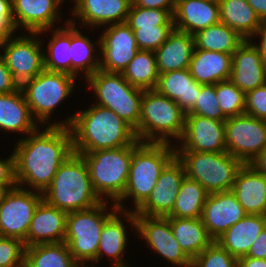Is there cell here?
<instances>
[{"mask_svg":"<svg viewBox=\"0 0 266 267\" xmlns=\"http://www.w3.org/2000/svg\"><path fill=\"white\" fill-rule=\"evenodd\" d=\"M17 186L43 193L51 184L59 166L73 153L69 127L40 126L15 141Z\"/></svg>","mask_w":266,"mask_h":267,"instance_id":"6da1fadb","label":"cell"},{"mask_svg":"<svg viewBox=\"0 0 266 267\" xmlns=\"http://www.w3.org/2000/svg\"><path fill=\"white\" fill-rule=\"evenodd\" d=\"M89 107L53 122L70 128L73 152L116 149L138 141L134 129L114 111L94 103Z\"/></svg>","mask_w":266,"mask_h":267,"instance_id":"7a4b0ae2","label":"cell"},{"mask_svg":"<svg viewBox=\"0 0 266 267\" xmlns=\"http://www.w3.org/2000/svg\"><path fill=\"white\" fill-rule=\"evenodd\" d=\"M43 199L66 213L103 202L94 190L83 156L75 152L59 166L50 186L43 192Z\"/></svg>","mask_w":266,"mask_h":267,"instance_id":"3957f363","label":"cell"},{"mask_svg":"<svg viewBox=\"0 0 266 267\" xmlns=\"http://www.w3.org/2000/svg\"><path fill=\"white\" fill-rule=\"evenodd\" d=\"M174 157L172 144L141 142L133 150L126 190L115 203L118 209L135 211L149 197L161 172ZM128 200L132 208L125 204Z\"/></svg>","mask_w":266,"mask_h":267,"instance_id":"277c9868","label":"cell"},{"mask_svg":"<svg viewBox=\"0 0 266 267\" xmlns=\"http://www.w3.org/2000/svg\"><path fill=\"white\" fill-rule=\"evenodd\" d=\"M186 113L179 105L156 89L144 90L141 99L140 120L134 130L144 143L175 145L181 138Z\"/></svg>","mask_w":266,"mask_h":267,"instance_id":"5b68a950","label":"cell"},{"mask_svg":"<svg viewBox=\"0 0 266 267\" xmlns=\"http://www.w3.org/2000/svg\"><path fill=\"white\" fill-rule=\"evenodd\" d=\"M138 140L130 146L81 154L88 166L94 190L103 201L116 203L126 190L133 150Z\"/></svg>","mask_w":266,"mask_h":267,"instance_id":"8992f818","label":"cell"},{"mask_svg":"<svg viewBox=\"0 0 266 267\" xmlns=\"http://www.w3.org/2000/svg\"><path fill=\"white\" fill-rule=\"evenodd\" d=\"M117 209L115 203L103 201L92 208L67 213L64 242L77 263L97 264L103 225Z\"/></svg>","mask_w":266,"mask_h":267,"instance_id":"52a82bcc","label":"cell"},{"mask_svg":"<svg viewBox=\"0 0 266 267\" xmlns=\"http://www.w3.org/2000/svg\"><path fill=\"white\" fill-rule=\"evenodd\" d=\"M186 177L197 181L210 194L232 191L236 175L244 165L227 151L204 153L175 150Z\"/></svg>","mask_w":266,"mask_h":267,"instance_id":"ba28073f","label":"cell"},{"mask_svg":"<svg viewBox=\"0 0 266 267\" xmlns=\"http://www.w3.org/2000/svg\"><path fill=\"white\" fill-rule=\"evenodd\" d=\"M92 90L94 104L114 111L134 130L140 120L141 99L143 91L130 85L122 73H110L97 70L84 83Z\"/></svg>","mask_w":266,"mask_h":267,"instance_id":"9c48e42d","label":"cell"},{"mask_svg":"<svg viewBox=\"0 0 266 267\" xmlns=\"http://www.w3.org/2000/svg\"><path fill=\"white\" fill-rule=\"evenodd\" d=\"M76 80L79 79L72 75L44 69L21 87L30 111L40 126H53L51 117L56 114L54 111L79 88Z\"/></svg>","mask_w":266,"mask_h":267,"instance_id":"30bf717a","label":"cell"},{"mask_svg":"<svg viewBox=\"0 0 266 267\" xmlns=\"http://www.w3.org/2000/svg\"><path fill=\"white\" fill-rule=\"evenodd\" d=\"M19 33L5 39L2 58L13 80L21 88L45 69L43 45L46 42L43 38L47 34L21 31Z\"/></svg>","mask_w":266,"mask_h":267,"instance_id":"8fae6325","label":"cell"},{"mask_svg":"<svg viewBox=\"0 0 266 267\" xmlns=\"http://www.w3.org/2000/svg\"><path fill=\"white\" fill-rule=\"evenodd\" d=\"M226 150L243 164L251 162L266 148V121L248 114L225 120Z\"/></svg>","mask_w":266,"mask_h":267,"instance_id":"7c38bea8","label":"cell"},{"mask_svg":"<svg viewBox=\"0 0 266 267\" xmlns=\"http://www.w3.org/2000/svg\"><path fill=\"white\" fill-rule=\"evenodd\" d=\"M42 200L43 193L19 186L12 188L0 203V236L24 242L32 217Z\"/></svg>","mask_w":266,"mask_h":267,"instance_id":"4fadbf2b","label":"cell"},{"mask_svg":"<svg viewBox=\"0 0 266 267\" xmlns=\"http://www.w3.org/2000/svg\"><path fill=\"white\" fill-rule=\"evenodd\" d=\"M138 233V234H137ZM145 246L174 267H189L191 259L181 249L166 217L136 215V232Z\"/></svg>","mask_w":266,"mask_h":267,"instance_id":"5bb4252c","label":"cell"},{"mask_svg":"<svg viewBox=\"0 0 266 267\" xmlns=\"http://www.w3.org/2000/svg\"><path fill=\"white\" fill-rule=\"evenodd\" d=\"M130 229L136 232L135 212L117 209L103 225L97 251V265L101 264V260L106 257V261L109 260L111 263L110 267H131L125 259V254L128 252V239H130L127 233Z\"/></svg>","mask_w":266,"mask_h":267,"instance_id":"9a60e30c","label":"cell"},{"mask_svg":"<svg viewBox=\"0 0 266 267\" xmlns=\"http://www.w3.org/2000/svg\"><path fill=\"white\" fill-rule=\"evenodd\" d=\"M100 70L122 73L139 51L127 23L108 25L100 31Z\"/></svg>","mask_w":266,"mask_h":267,"instance_id":"2e32d148","label":"cell"},{"mask_svg":"<svg viewBox=\"0 0 266 267\" xmlns=\"http://www.w3.org/2000/svg\"><path fill=\"white\" fill-rule=\"evenodd\" d=\"M70 1L71 2L68 4H71L70 16L72 17L68 18V22L80 28L83 26L82 28H87L90 33L93 29L94 31H99L101 28L108 25L125 23L132 3V0ZM77 21H79L78 25Z\"/></svg>","mask_w":266,"mask_h":267,"instance_id":"e0dca14e","label":"cell"},{"mask_svg":"<svg viewBox=\"0 0 266 267\" xmlns=\"http://www.w3.org/2000/svg\"><path fill=\"white\" fill-rule=\"evenodd\" d=\"M174 148L204 153L226 152L225 120L186 115L183 134Z\"/></svg>","mask_w":266,"mask_h":267,"instance_id":"ac0fdd59","label":"cell"},{"mask_svg":"<svg viewBox=\"0 0 266 267\" xmlns=\"http://www.w3.org/2000/svg\"><path fill=\"white\" fill-rule=\"evenodd\" d=\"M185 176L183 165L175 156L161 172L149 197L134 211L135 215L169 216Z\"/></svg>","mask_w":266,"mask_h":267,"instance_id":"d6986e66","label":"cell"},{"mask_svg":"<svg viewBox=\"0 0 266 267\" xmlns=\"http://www.w3.org/2000/svg\"><path fill=\"white\" fill-rule=\"evenodd\" d=\"M66 1L69 0H12L16 30L18 33L22 29L24 32H39L60 27L64 19L62 5Z\"/></svg>","mask_w":266,"mask_h":267,"instance_id":"ffe728a7","label":"cell"},{"mask_svg":"<svg viewBox=\"0 0 266 267\" xmlns=\"http://www.w3.org/2000/svg\"><path fill=\"white\" fill-rule=\"evenodd\" d=\"M246 215L232 191L216 192L208 195L201 220L210 237L216 241Z\"/></svg>","mask_w":266,"mask_h":267,"instance_id":"44dd1931","label":"cell"},{"mask_svg":"<svg viewBox=\"0 0 266 267\" xmlns=\"http://www.w3.org/2000/svg\"><path fill=\"white\" fill-rule=\"evenodd\" d=\"M229 79L245 94L266 84V66L250 40H244L232 54Z\"/></svg>","mask_w":266,"mask_h":267,"instance_id":"7402d4cb","label":"cell"},{"mask_svg":"<svg viewBox=\"0 0 266 267\" xmlns=\"http://www.w3.org/2000/svg\"><path fill=\"white\" fill-rule=\"evenodd\" d=\"M66 217V212L48 204L43 199L32 217L27 238L24 241L25 246L64 242Z\"/></svg>","mask_w":266,"mask_h":267,"instance_id":"603a6c76","label":"cell"},{"mask_svg":"<svg viewBox=\"0 0 266 267\" xmlns=\"http://www.w3.org/2000/svg\"><path fill=\"white\" fill-rule=\"evenodd\" d=\"M220 22L219 1L176 0L174 29L191 35Z\"/></svg>","mask_w":266,"mask_h":267,"instance_id":"cb8c5ba5","label":"cell"},{"mask_svg":"<svg viewBox=\"0 0 266 267\" xmlns=\"http://www.w3.org/2000/svg\"><path fill=\"white\" fill-rule=\"evenodd\" d=\"M40 127L34 119L19 88L15 92L0 94V132L17 133L23 136L36 131Z\"/></svg>","mask_w":266,"mask_h":267,"instance_id":"d4e9b609","label":"cell"},{"mask_svg":"<svg viewBox=\"0 0 266 267\" xmlns=\"http://www.w3.org/2000/svg\"><path fill=\"white\" fill-rule=\"evenodd\" d=\"M232 192L247 214L266 216V176L252 165L240 168Z\"/></svg>","mask_w":266,"mask_h":267,"instance_id":"484cf974","label":"cell"},{"mask_svg":"<svg viewBox=\"0 0 266 267\" xmlns=\"http://www.w3.org/2000/svg\"><path fill=\"white\" fill-rule=\"evenodd\" d=\"M194 48V35L173 29L155 51L158 73L188 69Z\"/></svg>","mask_w":266,"mask_h":267,"instance_id":"4316f807","label":"cell"},{"mask_svg":"<svg viewBox=\"0 0 266 267\" xmlns=\"http://www.w3.org/2000/svg\"><path fill=\"white\" fill-rule=\"evenodd\" d=\"M97 38L93 42L78 26L70 23L71 75L77 79H82L80 75L85 81L100 69V36Z\"/></svg>","mask_w":266,"mask_h":267,"instance_id":"83f0119b","label":"cell"},{"mask_svg":"<svg viewBox=\"0 0 266 267\" xmlns=\"http://www.w3.org/2000/svg\"><path fill=\"white\" fill-rule=\"evenodd\" d=\"M201 84L194 80L189 69L159 74L156 90L174 100L187 114L197 102Z\"/></svg>","mask_w":266,"mask_h":267,"instance_id":"f1b7e54d","label":"cell"},{"mask_svg":"<svg viewBox=\"0 0 266 267\" xmlns=\"http://www.w3.org/2000/svg\"><path fill=\"white\" fill-rule=\"evenodd\" d=\"M232 55L194 48L189 71L200 84H217L230 78Z\"/></svg>","mask_w":266,"mask_h":267,"instance_id":"f546056e","label":"cell"},{"mask_svg":"<svg viewBox=\"0 0 266 267\" xmlns=\"http://www.w3.org/2000/svg\"><path fill=\"white\" fill-rule=\"evenodd\" d=\"M266 226V216L247 214L216 241L237 259L247 256L255 239Z\"/></svg>","mask_w":266,"mask_h":267,"instance_id":"4dcf8cb0","label":"cell"},{"mask_svg":"<svg viewBox=\"0 0 266 267\" xmlns=\"http://www.w3.org/2000/svg\"><path fill=\"white\" fill-rule=\"evenodd\" d=\"M62 26L45 29L38 33H49L47 47H44V68L52 72L71 75L70 23L68 19Z\"/></svg>","mask_w":266,"mask_h":267,"instance_id":"1f68e13d","label":"cell"},{"mask_svg":"<svg viewBox=\"0 0 266 267\" xmlns=\"http://www.w3.org/2000/svg\"><path fill=\"white\" fill-rule=\"evenodd\" d=\"M181 249L192 260L214 240L210 237L201 218L166 217Z\"/></svg>","mask_w":266,"mask_h":267,"instance_id":"d6a6232c","label":"cell"},{"mask_svg":"<svg viewBox=\"0 0 266 267\" xmlns=\"http://www.w3.org/2000/svg\"><path fill=\"white\" fill-rule=\"evenodd\" d=\"M220 22L250 40L262 21L247 0H219Z\"/></svg>","mask_w":266,"mask_h":267,"instance_id":"836d02e7","label":"cell"},{"mask_svg":"<svg viewBox=\"0 0 266 267\" xmlns=\"http://www.w3.org/2000/svg\"><path fill=\"white\" fill-rule=\"evenodd\" d=\"M195 48L233 54L244 38L226 24L219 22L194 34Z\"/></svg>","mask_w":266,"mask_h":267,"instance_id":"e575fe53","label":"cell"},{"mask_svg":"<svg viewBox=\"0 0 266 267\" xmlns=\"http://www.w3.org/2000/svg\"><path fill=\"white\" fill-rule=\"evenodd\" d=\"M122 74L133 87L141 90L156 89L159 73L155 52L139 50Z\"/></svg>","mask_w":266,"mask_h":267,"instance_id":"d590c367","label":"cell"},{"mask_svg":"<svg viewBox=\"0 0 266 267\" xmlns=\"http://www.w3.org/2000/svg\"><path fill=\"white\" fill-rule=\"evenodd\" d=\"M76 264L65 242L36 244L25 249L26 267H74Z\"/></svg>","mask_w":266,"mask_h":267,"instance_id":"8d00e7d4","label":"cell"},{"mask_svg":"<svg viewBox=\"0 0 266 267\" xmlns=\"http://www.w3.org/2000/svg\"><path fill=\"white\" fill-rule=\"evenodd\" d=\"M209 193L197 181L185 176L171 214L167 217L201 218Z\"/></svg>","mask_w":266,"mask_h":267,"instance_id":"74e56055","label":"cell"},{"mask_svg":"<svg viewBox=\"0 0 266 267\" xmlns=\"http://www.w3.org/2000/svg\"><path fill=\"white\" fill-rule=\"evenodd\" d=\"M216 97L219 107L227 118L245 113L246 94L230 79L216 84Z\"/></svg>","mask_w":266,"mask_h":267,"instance_id":"f35d334b","label":"cell"},{"mask_svg":"<svg viewBox=\"0 0 266 267\" xmlns=\"http://www.w3.org/2000/svg\"><path fill=\"white\" fill-rule=\"evenodd\" d=\"M175 10L150 9L131 3L126 23L129 27H154L155 25H174Z\"/></svg>","mask_w":266,"mask_h":267,"instance_id":"ab89813d","label":"cell"},{"mask_svg":"<svg viewBox=\"0 0 266 267\" xmlns=\"http://www.w3.org/2000/svg\"><path fill=\"white\" fill-rule=\"evenodd\" d=\"M186 115H198L213 120H226L216 97V84H201L194 107Z\"/></svg>","mask_w":266,"mask_h":267,"instance_id":"60d3db41","label":"cell"},{"mask_svg":"<svg viewBox=\"0 0 266 267\" xmlns=\"http://www.w3.org/2000/svg\"><path fill=\"white\" fill-rule=\"evenodd\" d=\"M192 267H238L233 257L217 241H213L203 252L191 260Z\"/></svg>","mask_w":266,"mask_h":267,"instance_id":"b9f144b4","label":"cell"},{"mask_svg":"<svg viewBox=\"0 0 266 267\" xmlns=\"http://www.w3.org/2000/svg\"><path fill=\"white\" fill-rule=\"evenodd\" d=\"M139 50L156 51L173 31L174 25H155L154 27H130Z\"/></svg>","mask_w":266,"mask_h":267,"instance_id":"7bdbcfd3","label":"cell"},{"mask_svg":"<svg viewBox=\"0 0 266 267\" xmlns=\"http://www.w3.org/2000/svg\"><path fill=\"white\" fill-rule=\"evenodd\" d=\"M24 242L0 236V267H19L25 264Z\"/></svg>","mask_w":266,"mask_h":267,"instance_id":"ee69618b","label":"cell"},{"mask_svg":"<svg viewBox=\"0 0 266 267\" xmlns=\"http://www.w3.org/2000/svg\"><path fill=\"white\" fill-rule=\"evenodd\" d=\"M245 114L266 121V84L246 93Z\"/></svg>","mask_w":266,"mask_h":267,"instance_id":"f6af8a7d","label":"cell"},{"mask_svg":"<svg viewBox=\"0 0 266 267\" xmlns=\"http://www.w3.org/2000/svg\"><path fill=\"white\" fill-rule=\"evenodd\" d=\"M17 32L14 26L12 0H0V35L7 39Z\"/></svg>","mask_w":266,"mask_h":267,"instance_id":"bcb514c9","label":"cell"},{"mask_svg":"<svg viewBox=\"0 0 266 267\" xmlns=\"http://www.w3.org/2000/svg\"><path fill=\"white\" fill-rule=\"evenodd\" d=\"M0 183H17L14 152L4 159L0 157Z\"/></svg>","mask_w":266,"mask_h":267,"instance_id":"7dc6e473","label":"cell"},{"mask_svg":"<svg viewBox=\"0 0 266 267\" xmlns=\"http://www.w3.org/2000/svg\"><path fill=\"white\" fill-rule=\"evenodd\" d=\"M19 86L13 80L10 70L7 68L4 59L0 56V94L15 92Z\"/></svg>","mask_w":266,"mask_h":267,"instance_id":"c3c4849f","label":"cell"},{"mask_svg":"<svg viewBox=\"0 0 266 267\" xmlns=\"http://www.w3.org/2000/svg\"><path fill=\"white\" fill-rule=\"evenodd\" d=\"M247 257L266 259V226L253 242Z\"/></svg>","mask_w":266,"mask_h":267,"instance_id":"681fc988","label":"cell"},{"mask_svg":"<svg viewBox=\"0 0 266 267\" xmlns=\"http://www.w3.org/2000/svg\"><path fill=\"white\" fill-rule=\"evenodd\" d=\"M132 4L142 8L175 10L176 0H132Z\"/></svg>","mask_w":266,"mask_h":267,"instance_id":"f907efd6","label":"cell"},{"mask_svg":"<svg viewBox=\"0 0 266 267\" xmlns=\"http://www.w3.org/2000/svg\"><path fill=\"white\" fill-rule=\"evenodd\" d=\"M256 37L259 42L256 41ZM250 41L258 49L261 59L266 66V20L262 21L257 32L252 36Z\"/></svg>","mask_w":266,"mask_h":267,"instance_id":"816d5d0a","label":"cell"},{"mask_svg":"<svg viewBox=\"0 0 266 267\" xmlns=\"http://www.w3.org/2000/svg\"><path fill=\"white\" fill-rule=\"evenodd\" d=\"M238 267H266V259L244 256L238 259Z\"/></svg>","mask_w":266,"mask_h":267,"instance_id":"f5cc1de1","label":"cell"},{"mask_svg":"<svg viewBox=\"0 0 266 267\" xmlns=\"http://www.w3.org/2000/svg\"><path fill=\"white\" fill-rule=\"evenodd\" d=\"M247 3L257 13L261 21L266 20V0H247Z\"/></svg>","mask_w":266,"mask_h":267,"instance_id":"db71d44e","label":"cell"},{"mask_svg":"<svg viewBox=\"0 0 266 267\" xmlns=\"http://www.w3.org/2000/svg\"><path fill=\"white\" fill-rule=\"evenodd\" d=\"M250 165L266 176V148L251 162Z\"/></svg>","mask_w":266,"mask_h":267,"instance_id":"11a10c76","label":"cell"},{"mask_svg":"<svg viewBox=\"0 0 266 267\" xmlns=\"http://www.w3.org/2000/svg\"><path fill=\"white\" fill-rule=\"evenodd\" d=\"M15 186H17V183H0V203Z\"/></svg>","mask_w":266,"mask_h":267,"instance_id":"9f6ffc18","label":"cell"},{"mask_svg":"<svg viewBox=\"0 0 266 267\" xmlns=\"http://www.w3.org/2000/svg\"><path fill=\"white\" fill-rule=\"evenodd\" d=\"M93 264V265H92ZM97 267L98 265H96L95 263H77L74 267Z\"/></svg>","mask_w":266,"mask_h":267,"instance_id":"6f0895ef","label":"cell"},{"mask_svg":"<svg viewBox=\"0 0 266 267\" xmlns=\"http://www.w3.org/2000/svg\"><path fill=\"white\" fill-rule=\"evenodd\" d=\"M5 38L0 35V56H2V48H3V44H4Z\"/></svg>","mask_w":266,"mask_h":267,"instance_id":"680465c9","label":"cell"}]
</instances>
